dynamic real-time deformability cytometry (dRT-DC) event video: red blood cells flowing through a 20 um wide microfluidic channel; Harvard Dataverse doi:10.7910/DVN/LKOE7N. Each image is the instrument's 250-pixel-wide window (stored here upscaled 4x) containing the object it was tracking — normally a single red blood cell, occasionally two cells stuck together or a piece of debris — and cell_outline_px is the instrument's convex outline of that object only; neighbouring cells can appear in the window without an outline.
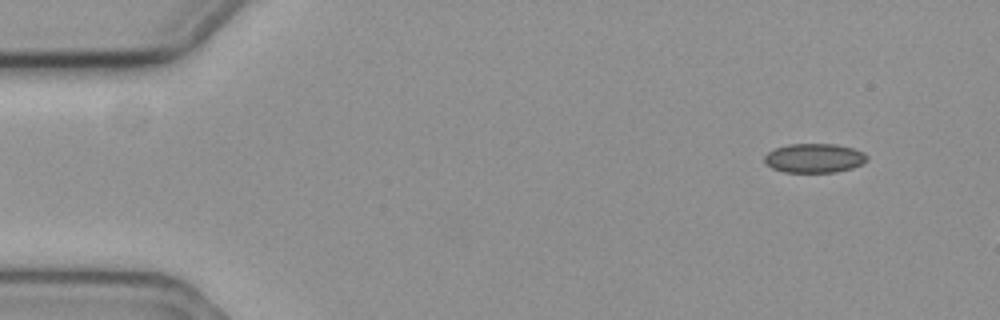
{"species": "common noctule bat (a hibernating species)", "species_latin": "Nyctalus noctula", "temperature_condition": "cold", "stored_images_in_passage": 14, "camera_frame_rate_fps": 3000, "um_per_image_px": 0.085, "animal": {"sex": "female", "body_mass_g": 19.3, "forearm_length_mm": 54.1}, "frame": {"image": 1, "passage_image": 1, "time_ms": 0.0, "image_size_px": [1000, 320], "cell_outline_px": [[868, 160], [864, 164], [852, 168], [836, 172], [784, 172], [772, 168], [764, 164], [764, 156], [768, 152], [776, 148], [788, 144], [836, 144], [852, 148], [864, 152], [868, 156]], "centroid_in_image_um": [69.23, 13.44], "position_along_channel_um": 15.8, "area_um2": 17.63}}
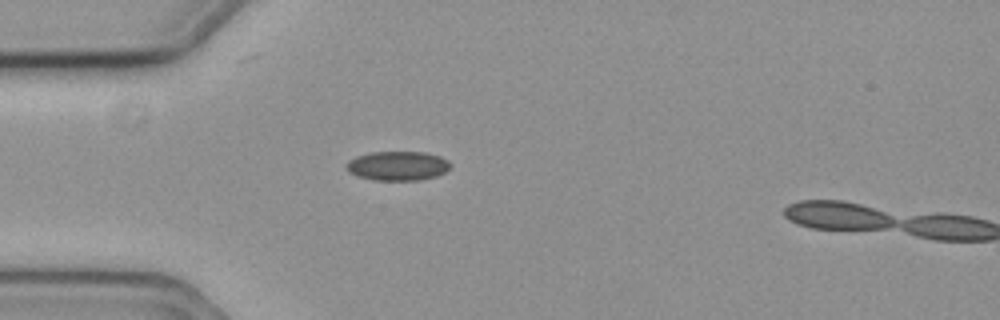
{"frame": {"image": 2, "passage_image": 12, "time_ms": 3.667, "image_size_px": [1000, 320], "cell_outline_px": [[452, 164], [444, 172], [436, 176], [420, 180], [372, 180], [356, 176], [348, 172], [344, 164], [348, 160], [356, 156], [372, 152], [424, 152], [440, 156], [448, 160]], "centroid_in_image_um": [33.76, 14.1], "position_along_channel_um": 51.2, "area_um2": 17.92}}